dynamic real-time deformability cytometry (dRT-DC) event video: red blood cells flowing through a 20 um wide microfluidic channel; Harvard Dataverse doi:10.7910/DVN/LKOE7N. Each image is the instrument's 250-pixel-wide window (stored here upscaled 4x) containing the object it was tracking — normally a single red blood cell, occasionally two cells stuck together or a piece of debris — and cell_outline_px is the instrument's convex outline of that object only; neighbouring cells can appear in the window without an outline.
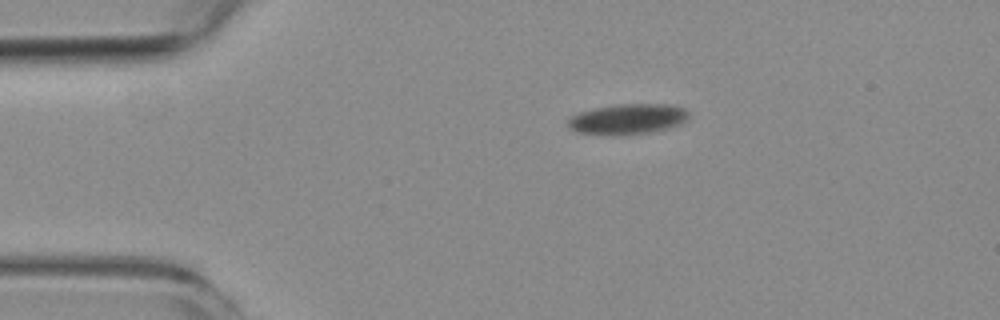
{"species": "common noctule bat (a hibernating species)", "species_latin": "Nyctalus noctula", "temperature_condition": "room temperature", "stored_images_in_passage": 4, "camera_frame_rate_fps": 3000, "um_per_image_px": 0.085, "animal": {"sex": "female", "body_mass_g": 19.3, "forearm_length_mm": 54.1}, "frame": {"image": 1, "passage_image": 4, "time_ms": 3.667, "image_size_px": [1000, 320], "cell_outline_px": [[688, 120], [680, 124], [668, 128], [652, 132], [624, 136], [612, 136], [576, 132], [568, 128], [568, 120], [572, 116], [580, 112], [596, 108], [616, 104], [672, 104], [684, 108], [688, 112]], "centroid_in_image_um": [53.37, 10.14], "position_along_channel_um": 31.6, "area_um2": 21.79}}